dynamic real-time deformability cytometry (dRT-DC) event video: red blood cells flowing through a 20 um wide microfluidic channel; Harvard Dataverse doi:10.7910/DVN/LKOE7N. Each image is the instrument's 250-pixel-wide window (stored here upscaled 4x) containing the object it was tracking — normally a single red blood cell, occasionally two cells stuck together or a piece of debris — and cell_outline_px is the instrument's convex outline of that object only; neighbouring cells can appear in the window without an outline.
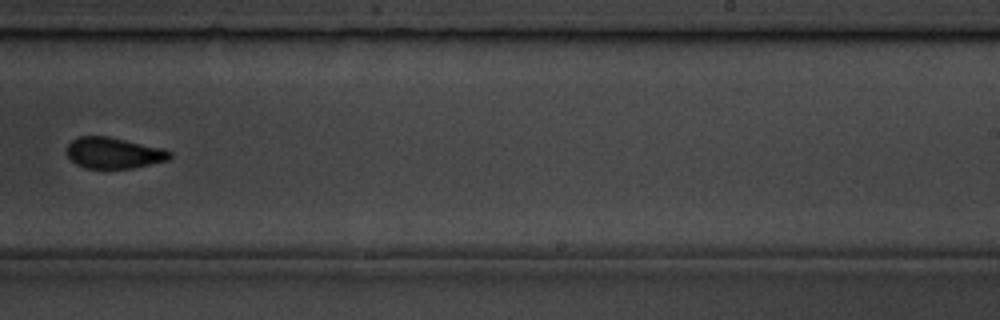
{"species": "common noctule bat (a hibernating species)", "species_latin": "Nyctalus noctula", "temperature_condition": "room temperature", "stored_images_in_passage": 11, "camera_frame_rate_fps": 3000, "um_per_image_px": 0.085, "animal": {"sex": "male", "body_mass_g": 19.5, "forearm_length_mm": 54.6}, "frame": {"image": 1, "passage_image": 10, "time_ms": 10.333, "image_size_px": [1000, 320], "cell_outline_px": [[172, 156], [168, 160], [132, 168], [84, 168], [76, 164], [68, 156], [68, 144], [76, 136], [108, 136], [164, 148], [172, 152]], "centroid_in_image_um": [9.68, 12.99], "position_along_channel_um": 279.3, "area_um2": 18.67}}